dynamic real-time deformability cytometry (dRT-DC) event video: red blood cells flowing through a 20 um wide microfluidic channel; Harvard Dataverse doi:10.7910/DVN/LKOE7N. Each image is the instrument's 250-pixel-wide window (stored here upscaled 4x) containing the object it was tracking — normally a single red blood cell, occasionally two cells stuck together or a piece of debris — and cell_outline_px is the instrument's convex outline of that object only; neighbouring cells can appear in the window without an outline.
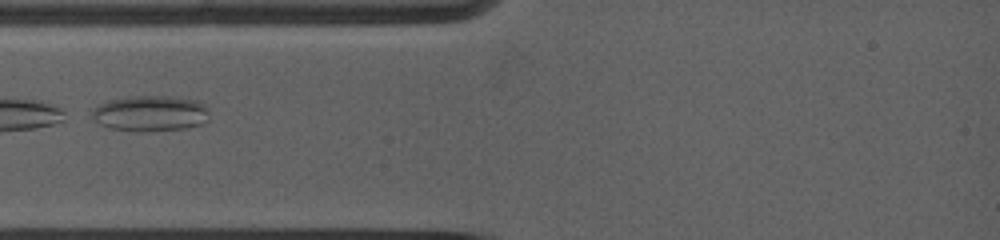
{"species": "common noctule bat (a hibernating species)", "species_latin": "Nyctalus noctula", "temperature_condition": "warm", "stored_images_in_passage": 30, "camera_frame_rate_fps": 5000, "um_per_image_px": 0.085, "animal": {"sex": "female", "body_mass_g": 19.0, "forearm_length_mm": 53.3}, "frame": {"image": 1, "passage_image": 1, "time_ms": 0.0, "image_size_px": [1000, 240], "cell_outline_px": [[208, 120], [204, 124], [188, 128], [136, 132], [108, 128], [92, 120], [92, 108], [108, 100], [128, 96], [168, 96], [196, 100], [204, 104], [208, 108]], "centroid_in_image_um": [12.77, 9.65], "position_along_channel_um": 72.2, "area_um2": 24.85}}